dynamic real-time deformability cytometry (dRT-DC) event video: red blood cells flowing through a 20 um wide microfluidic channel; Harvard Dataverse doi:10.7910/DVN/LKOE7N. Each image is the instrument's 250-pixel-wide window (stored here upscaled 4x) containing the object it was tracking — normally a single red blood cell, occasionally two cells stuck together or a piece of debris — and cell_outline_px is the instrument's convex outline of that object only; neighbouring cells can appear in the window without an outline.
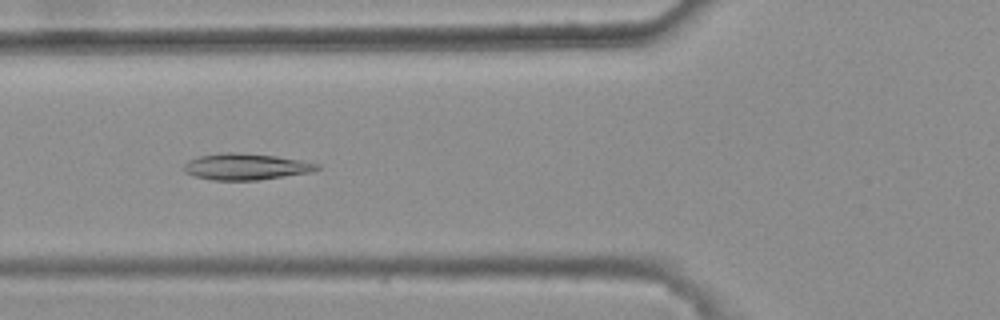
{"species": "common noctule bat (a hibernating species)", "species_latin": "Nyctalus noctula", "temperature_condition": "warm", "stored_images_in_passage": 46, "camera_frame_rate_fps": 3000, "um_per_image_px": 0.085, "animal": {"sex": "female", "body_mass_g": 25.1}, "frame": {"image": 1, "passage_image": 20, "time_ms": 6.333, "image_size_px": [1000, 320], "cell_outline_px": [[320, 168], [312, 172], [260, 180], [212, 180], [196, 176], [184, 172], [184, 164], [188, 160], [200, 156], [224, 152], [236, 152], [276, 156], [300, 160], [320, 164]], "centroid_in_image_um": [20.91, 14.17], "position_along_channel_um": 104.9, "area_um2": 20.46}}
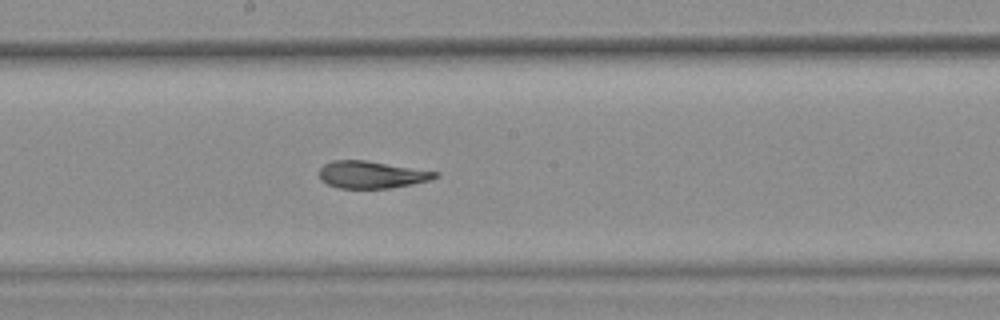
{"frame": {"image": 2, "passage_image": 29, "time_ms": 9.333, "image_size_px": [1000, 320], "cell_outline_px": [[440, 176], [428, 180], [412, 184], [388, 188], [340, 188], [328, 184], [320, 180], [320, 168], [324, 164], [332, 160], [364, 160], [440, 172]], "centroid_in_image_um": [31.58, 14.84], "position_along_channel_um": 216.6, "area_um2": 18.26}}
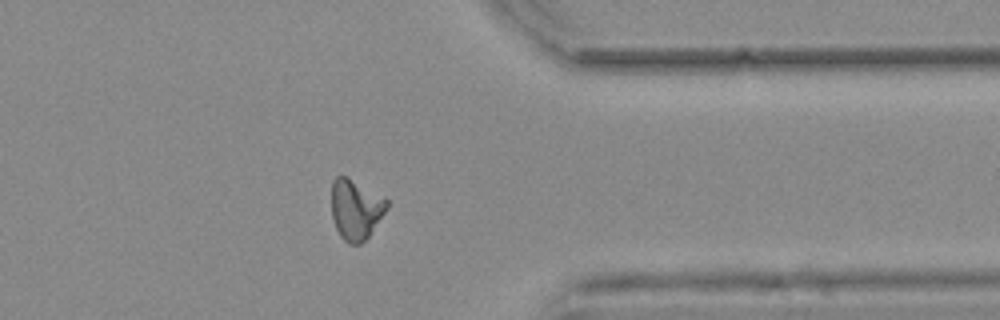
{"frame": {"image": 3, "passage_image": 43, "time_ms": 14.0, "image_size_px": [1000, 320], "cell_outline_px": [[388, 208], [368, 236], [360, 244], [348, 244], [340, 236], [336, 228], [332, 216], [332, 180], [336, 176], [344, 176], [388, 200]], "centroid_in_image_um": [30.21, 17.82], "position_along_channel_um": 381.2, "area_um2": 19.02}, "authors_computed_cell_mechanics": {"area_um2": 19.5653, "velocity_mm_per_s": 3.7262, "shape_relaxation_time_tau1_ms": null, "shape_relaxation_time_tau2_ms": 2.9998, "deformation_change_tau1": null, "deformation_change_tau2": 0.0874}}